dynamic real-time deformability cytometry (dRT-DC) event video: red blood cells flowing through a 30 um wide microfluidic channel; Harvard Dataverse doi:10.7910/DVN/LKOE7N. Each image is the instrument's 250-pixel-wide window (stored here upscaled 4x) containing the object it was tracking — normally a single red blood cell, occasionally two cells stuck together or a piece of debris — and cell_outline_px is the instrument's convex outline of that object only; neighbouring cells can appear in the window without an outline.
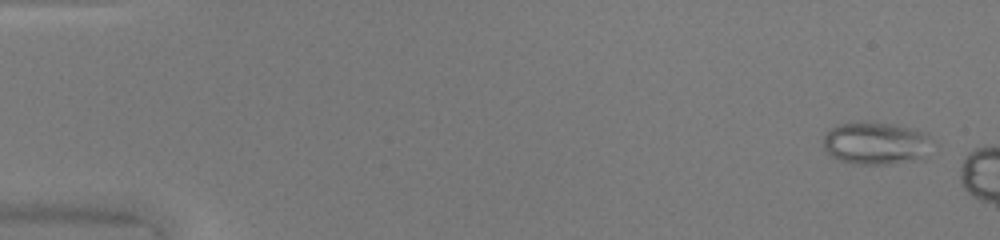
{"species": "common noctule bat (a hibernating species)", "species_latin": "Nyctalus noctula", "temperature_condition": "warm", "stored_images_in_passage": 6, "camera_frame_rate_fps": 3000, "um_per_image_px": 0.085, "animal": {"sex": "female", "body_mass_g": 20.0, "forearm_length_mm": 54.0}, "frame": {"image": 1, "passage_image": 2, "time_ms": 0.333, "image_size_px": [1000, 240], "cell_outline_px": [[928, 136], [924, 160], [888, 164], [856, 164], [840, 160], [832, 156], [824, 148], [824, 136], [828, 128], [840, 124], [864, 120], [896, 124], [916, 128], [924, 132]], "centroid_in_image_um": [74.41, 12.15], "position_along_channel_um": 10.6, "area_um2": 27.28}}